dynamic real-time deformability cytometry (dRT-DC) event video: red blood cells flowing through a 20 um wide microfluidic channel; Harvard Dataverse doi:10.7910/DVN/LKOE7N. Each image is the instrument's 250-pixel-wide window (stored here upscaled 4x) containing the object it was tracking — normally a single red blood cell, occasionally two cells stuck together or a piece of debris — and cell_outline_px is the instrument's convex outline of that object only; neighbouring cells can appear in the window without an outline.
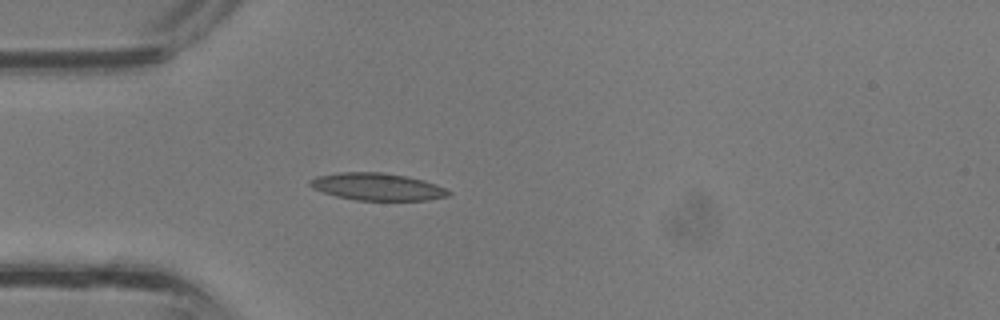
{"species": "common noctule bat (a hibernating species)", "species_latin": "Nyctalus noctula", "temperature_condition": "room temperature", "stored_images_in_passage": 27, "camera_frame_rate_fps": 3000, "um_per_image_px": 0.085, "animal": {"sex": "male", "body_mass_g": 13.3}, "frame": {"image": 1, "passage_image": 1, "time_ms": 0.0, "image_size_px": [1000, 320], "cell_outline_px": [[452, 192], [448, 196], [428, 200], [356, 200], [336, 196], [312, 188], [308, 184], [308, 180], [316, 176], [336, 172], [380, 172], [408, 176], [424, 180], [436, 184]], "centroid_in_image_um": [32.04, 15.86], "position_along_channel_um": 53.0, "area_um2": 22.14}}
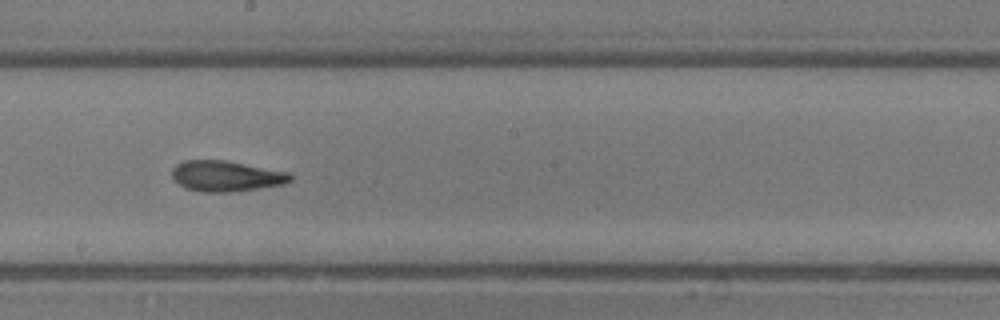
{"frame": {"image": 2, "passage_image": 11, "time_ms": 3.333, "image_size_px": [1000, 320], "cell_outline_px": [[292, 180], [284, 184], [228, 192], [200, 192], [184, 188], [172, 176], [172, 168], [176, 164], [184, 160], [224, 160], [288, 172], [292, 176]], "centroid_in_image_um": [19.18, 14.96], "position_along_channel_um": 229.0, "area_um2": 20.98}}
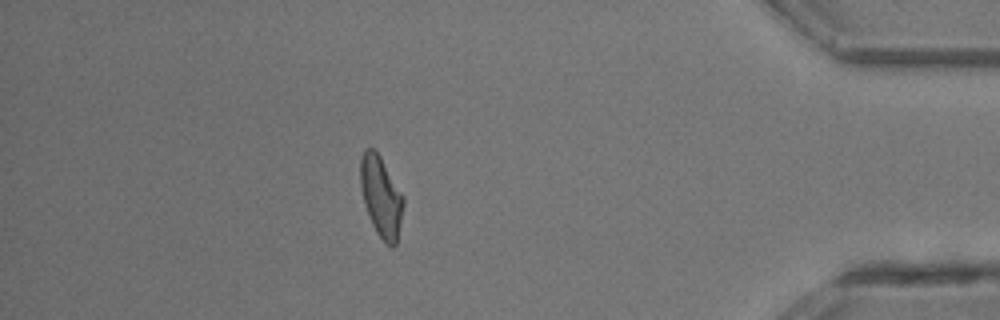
{"frame": {"image": 3, "passage_image": 23, "time_ms": 7.333, "image_size_px": [1000, 320], "cell_outline_px": [[404, 204], [396, 244], [392, 248], [376, 232], [372, 224], [364, 204], [360, 184], [360, 160], [364, 148], [372, 148], [380, 156], [404, 196]], "centroid_in_image_um": [32.39, 16.69], "position_along_channel_um": 402.8, "area_um2": 20.06}}